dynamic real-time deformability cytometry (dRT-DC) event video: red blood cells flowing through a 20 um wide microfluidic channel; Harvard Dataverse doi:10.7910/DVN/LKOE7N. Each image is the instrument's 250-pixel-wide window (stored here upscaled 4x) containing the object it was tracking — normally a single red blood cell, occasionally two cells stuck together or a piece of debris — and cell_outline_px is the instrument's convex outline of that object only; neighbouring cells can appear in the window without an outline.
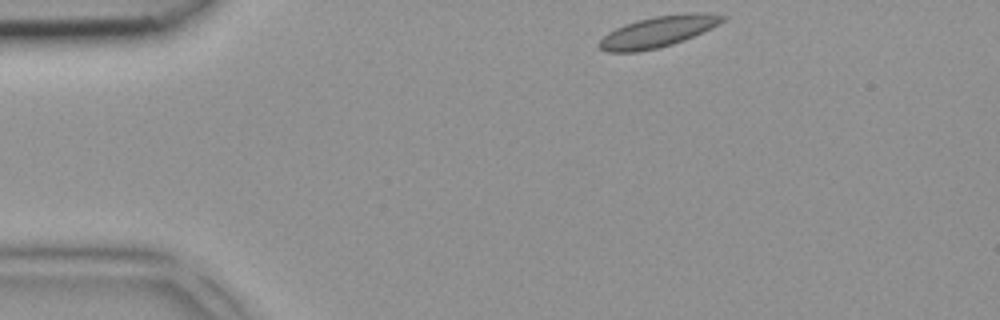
{"species": "common noctule bat (a hibernating species)", "species_latin": "Nyctalus noctula", "temperature_condition": "room temperature", "stored_images_in_passage": 3, "camera_frame_rate_fps": 3000, "um_per_image_px": 0.085, "animal": {"sex": "female", "body_mass_g": 18.4}, "frame": {"image": 1, "passage_image": 1, "time_ms": 0.0, "image_size_px": [1000, 320], "cell_outline_px": [[728, 16], [724, 20], [684, 40], [672, 44], [656, 48], [636, 52], [608, 52], [600, 48], [596, 44], [608, 32], [624, 24], [636, 20], [656, 16], [684, 12], [708, 12]], "centroid_in_image_um": [55.9, 2.67], "position_along_channel_um": 29.1, "area_um2": 22.14}}
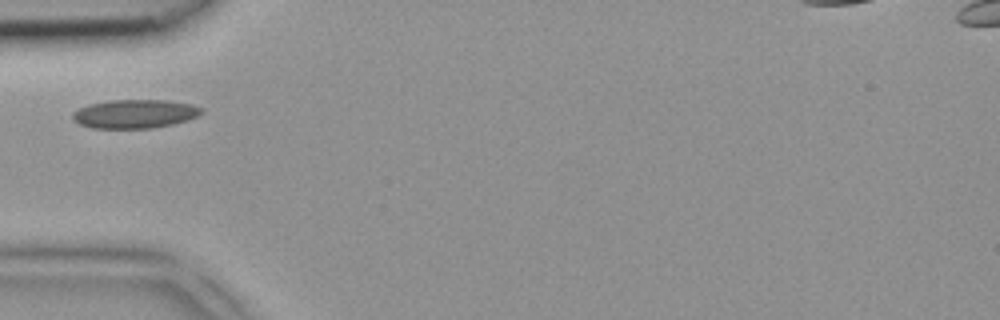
{"frame": {"image": 2, "passage_image": 3, "time_ms": 0.667, "image_size_px": [1000, 320], "cell_outline_px": [[204, 112], [196, 116], [172, 124], [148, 128], [92, 128], [80, 124], [72, 120], [72, 112], [88, 104], [108, 100], [168, 100], [192, 104], [204, 108]], "centroid_in_image_um": [11.43, 9.66], "position_along_channel_um": 73.6, "area_um2": 21.56}}